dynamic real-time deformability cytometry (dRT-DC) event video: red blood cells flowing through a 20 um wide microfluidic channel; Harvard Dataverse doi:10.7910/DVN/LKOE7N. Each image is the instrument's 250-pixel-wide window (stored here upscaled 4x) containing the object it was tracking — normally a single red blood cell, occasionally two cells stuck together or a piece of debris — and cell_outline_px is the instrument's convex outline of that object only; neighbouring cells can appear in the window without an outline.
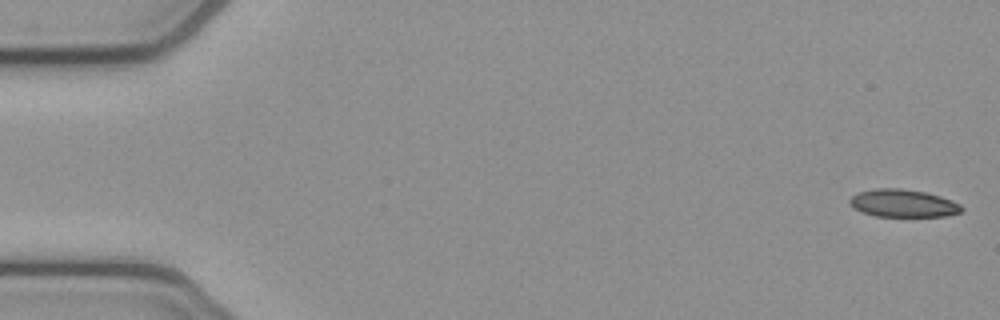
{"species": "common noctule bat (a hibernating species)", "species_latin": "Nyctalus noctula", "temperature_condition": "cold", "stored_images_in_passage": 53, "camera_frame_rate_fps": 3000, "um_per_image_px": 0.085, "animal": {"sex": "female", "body_mass_g": 21.9}, "frame": {"image": 1, "passage_image": 1, "time_ms": 0.0, "image_size_px": [1000, 320], "cell_outline_px": [[964, 208], [960, 212], [948, 216], [876, 216], [864, 212], [856, 208], [848, 200], [852, 196], [860, 192], [876, 188], [900, 188], [924, 192], [940, 196], [952, 200], [960, 204]], "centroid_in_image_um": [76.81, 17.27], "position_along_channel_um": 8.2, "area_um2": 17.8}}
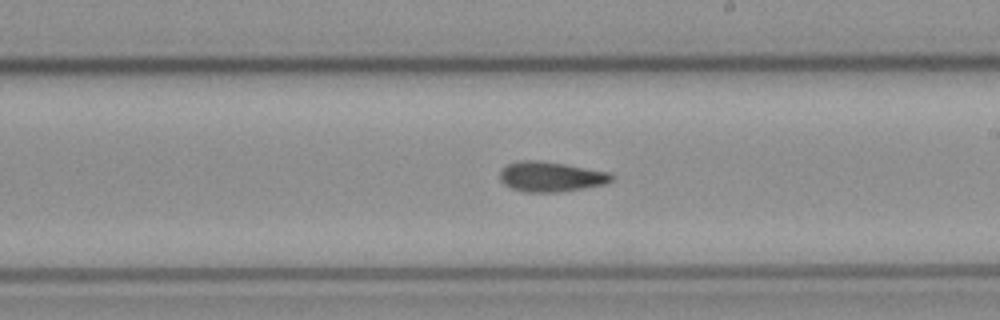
{"frame": {"image": 2, "passage_image": 30, "time_ms": 9.667, "image_size_px": [1000, 320], "cell_outline_px": [[616, 176], [612, 180], [604, 184], [584, 188], [560, 192], [524, 192], [512, 188], [504, 184], [500, 180], [500, 172], [508, 164], [524, 160], [540, 160], [612, 172]], "centroid_in_image_um": [46.87, 15.02], "position_along_channel_um": 242.1, "area_um2": 19.59}}
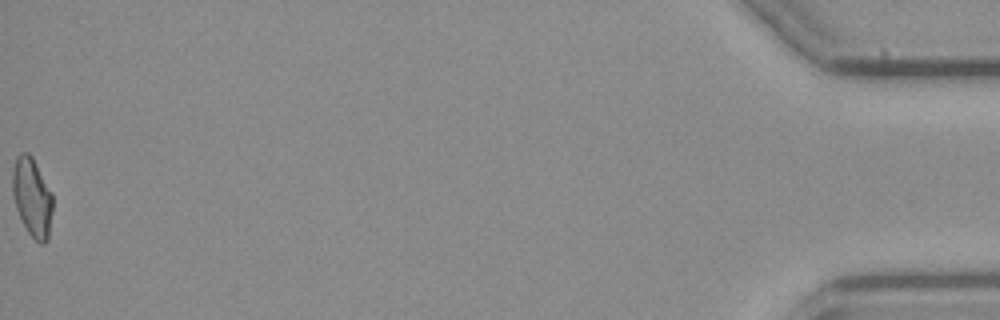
{"frame": {"image": 3, "passage_image": 53, "time_ms": 17.333, "image_size_px": [1000, 320], "cell_outline_px": [[52, 212], [48, 240], [44, 244], [40, 244], [28, 232], [16, 208], [12, 192], [12, 172], [16, 156], [20, 152], [28, 152], [32, 156], [52, 192]], "centroid_in_image_um": [2.73, 16.74], "position_along_channel_um": 432.5, "area_um2": 18.5}, "authors_computed_cell_mechanics": {"area_um2": 18.9006, "velocity_mm_per_s": 3.8809, "shape_relaxation_time_tau1_ms": null, "shape_relaxation_time_tau2_ms": 4.9511, "deformation_change_tau1": null, "deformation_change_tau2": 0.1309}}